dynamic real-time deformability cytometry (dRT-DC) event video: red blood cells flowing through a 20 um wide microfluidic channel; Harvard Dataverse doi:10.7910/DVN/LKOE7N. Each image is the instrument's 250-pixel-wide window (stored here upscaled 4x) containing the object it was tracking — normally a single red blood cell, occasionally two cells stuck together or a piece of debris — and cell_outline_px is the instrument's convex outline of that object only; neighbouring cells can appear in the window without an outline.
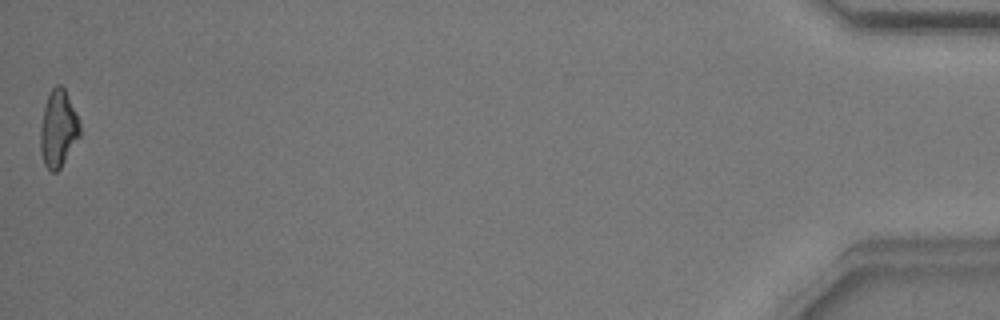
{"species": "common noctule bat (a hibernating species)", "species_latin": "Nyctalus noctula", "temperature_condition": "warm", "stored_images_in_passage": 39, "camera_frame_rate_fps": 3000, "um_per_image_px": 0.085, "animal": {"sex": "male", "body_mass_g": 17.9}, "frame": {"image": 1, "passage_image": 39, "time_ms": 12.667, "image_size_px": [1000, 320], "cell_outline_px": [[80, 136], [60, 168], [56, 172], [52, 172], [44, 164], [40, 148], [40, 128], [44, 108], [48, 92], [56, 84], [60, 84], [64, 88], [80, 120]], "centroid_in_image_um": [4.95, 10.92], "position_along_channel_um": 430.2, "area_um2": 17.74}, "authors_computed_cell_mechanics": {"area_um2": 18.0914, "velocity_mm_per_s": 3.8179, "shape_relaxation_time_tau1_ms": 3.2104, "shape_relaxation_time_tau2_ms": 3.345, "deformation_change_tau1": 0.1566, "deformation_change_tau2": 0.0974}}